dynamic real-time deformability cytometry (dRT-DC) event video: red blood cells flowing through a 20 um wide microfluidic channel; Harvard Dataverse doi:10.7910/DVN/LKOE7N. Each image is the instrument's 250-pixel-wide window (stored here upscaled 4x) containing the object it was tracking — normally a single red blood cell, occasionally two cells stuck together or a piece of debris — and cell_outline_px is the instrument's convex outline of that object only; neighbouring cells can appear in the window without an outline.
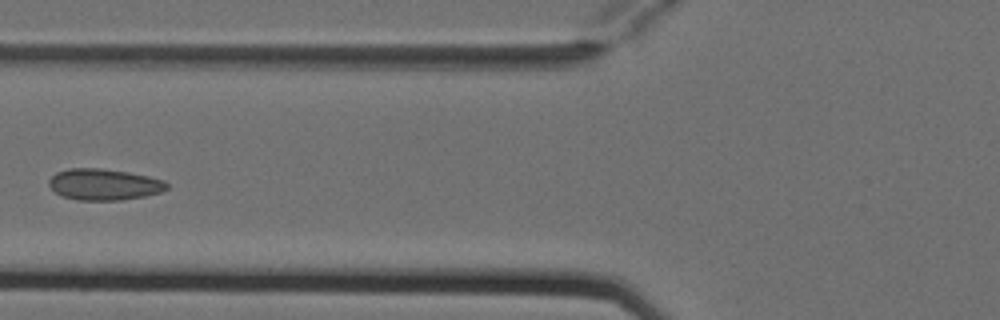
{"species": "Egyptian fruit bat (a non-hibernating species)", "species_latin": "Rousettus aegyptiacus", "temperature_condition": "cold", "stored_images_in_passage": 8, "camera_frame_rate_fps": 3000, "um_per_image_px": 0.085, "animal": {"sex": "female"}, "frame": {"image": 1, "passage_image": 6, "time_ms": 1.667, "image_size_px": [1000, 320], "cell_outline_px": [[168, 188], [160, 192], [144, 196], [124, 200], [76, 200], [64, 196], [56, 192], [48, 184], [48, 180], [56, 172], [68, 168], [100, 168], [128, 172], [148, 176], [164, 180], [168, 184]], "centroid_in_image_um": [8.84, 15.67], "position_along_channel_um": 117.0, "area_um2": 21.5}}
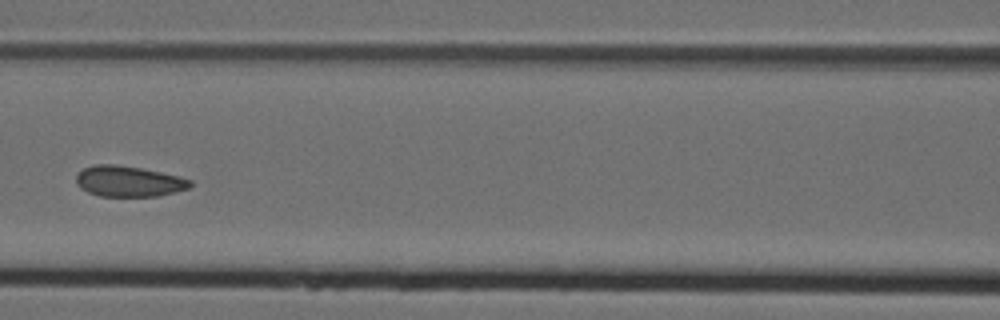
{"frame": {"image": 2, "passage_image": 7, "time_ms": 2.0, "image_size_px": [1000, 320], "cell_outline_px": [[192, 184], [188, 188], [156, 196], [100, 196], [88, 192], [80, 188], [76, 184], [76, 176], [84, 168], [96, 164], [116, 164], [140, 168], [180, 176], [192, 180]], "centroid_in_image_um": [10.92, 15.41], "position_along_channel_um": 155.7, "area_um2": 20.29}}
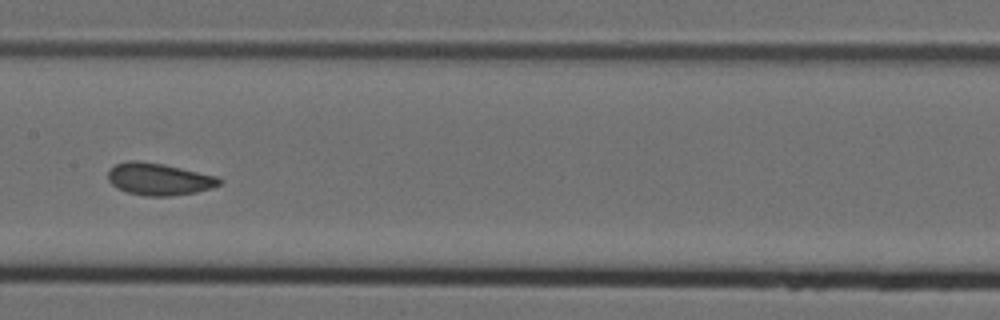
{"frame": {"image": 3, "passage_image": 8, "time_ms": 2.333, "image_size_px": [1000, 320], "cell_outline_px": [[224, 180], [220, 184], [212, 188], [196, 192], [168, 196], [144, 196], [128, 192], [112, 184], [108, 180], [108, 172], [116, 164], [128, 160], [136, 160], [164, 164], [216, 176]], "centroid_in_image_um": [13.53, 15.22], "position_along_channel_um": 193.9, "area_um2": 20.69}}